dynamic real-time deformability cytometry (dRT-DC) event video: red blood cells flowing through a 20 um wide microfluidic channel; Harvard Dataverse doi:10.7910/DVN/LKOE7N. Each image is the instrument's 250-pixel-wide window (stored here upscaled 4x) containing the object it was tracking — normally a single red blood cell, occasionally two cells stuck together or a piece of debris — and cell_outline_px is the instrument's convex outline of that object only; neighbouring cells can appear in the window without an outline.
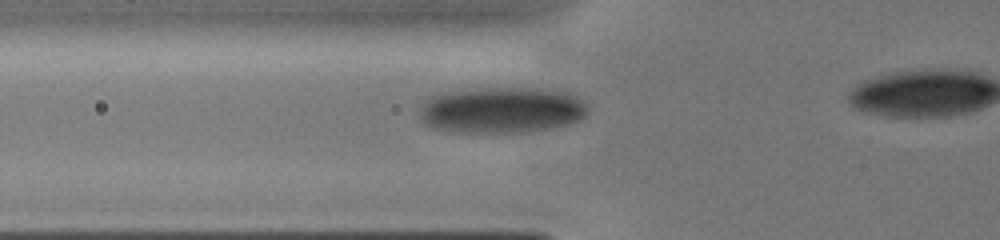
{"species": "human", "species_latin": "Homo sapiens", "temperature_condition": "cold", "stored_images_in_passage": 33, "camera_frame_rate_fps": 3000, "um_per_image_px": 0.085, "donor": {"sex": "male"}, "frame": {"image": 1, "passage_image": 2, "time_ms": 0.333, "image_size_px": [1000, 240], "cell_outline_px": [[588, 112], [580, 120], [556, 128], [528, 132], [452, 132], [432, 128], [420, 120], [420, 108], [428, 96], [448, 88], [540, 88], [572, 92], [584, 100], [588, 104]], "centroid_in_image_um": [42.63, 9.33], "position_along_channel_um": 83.2, "area_um2": 46.76}}
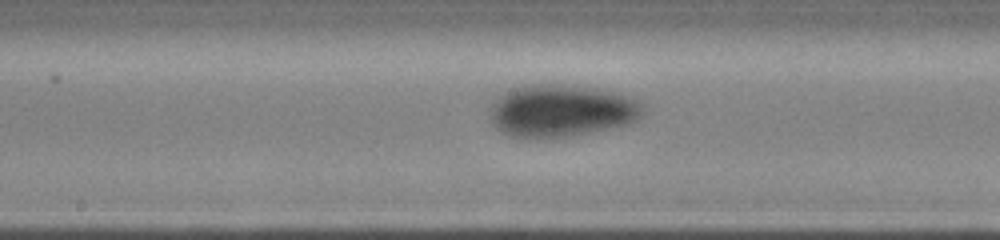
{"frame": {"image": 2, "passage_image": 16, "time_ms": 3.0, "image_size_px": [1000, 240], "cell_outline_px": [[644, 112], [636, 120], [628, 124], [568, 136], [512, 136], [496, 128], [492, 124], [488, 108], [504, 92], [512, 88], [524, 84], [552, 84], [592, 88], [616, 92], [632, 96], [644, 104]], "centroid_in_image_um": [47.72, 9.38], "position_along_channel_um": 200.5, "area_um2": 46.18}}
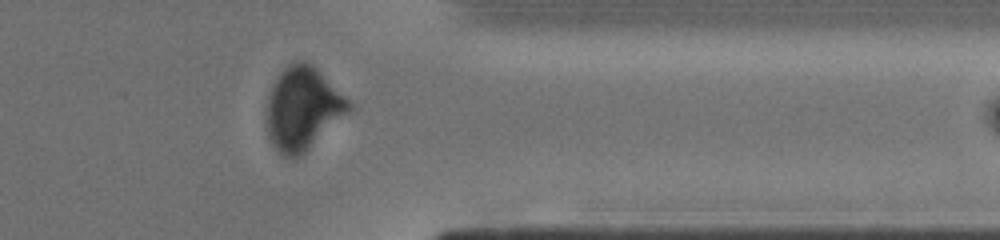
{"frame": {"image": 3, "passage_image": 30, "time_ms": 7.333, "image_size_px": [1000, 240], "cell_outline_px": [[352, 108], [348, 112], [296, 160], [284, 156], [272, 144], [268, 136], [268, 96], [280, 72], [288, 64], [300, 60], [304, 60], [312, 64], [352, 104]], "centroid_in_image_um": [25.72, 9.23], "position_along_channel_um": 385.7, "area_um2": 38.84}}